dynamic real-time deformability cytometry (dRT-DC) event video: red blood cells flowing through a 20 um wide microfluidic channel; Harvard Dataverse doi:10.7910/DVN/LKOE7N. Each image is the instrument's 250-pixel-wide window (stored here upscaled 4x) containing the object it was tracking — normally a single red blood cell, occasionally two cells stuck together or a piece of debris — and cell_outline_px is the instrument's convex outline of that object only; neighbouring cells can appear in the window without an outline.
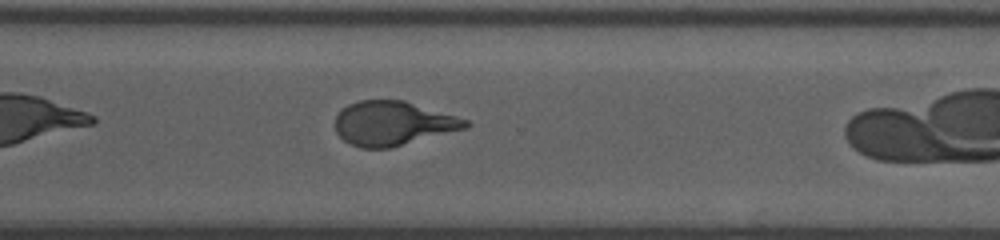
{"species": "human", "species_latin": "Homo sapiens", "temperature_condition": "room temperature", "stored_images_in_passage": 32, "camera_frame_rate_fps": 3000, "um_per_image_px": 0.085, "donor": {"sex": "male"}, "frame": {"image": 1, "passage_image": 28, "time_ms": 9.0, "image_size_px": [1000, 240], "cell_outline_px": [[472, 124], [468, 128], [388, 148], [360, 148], [344, 140], [336, 132], [336, 116], [348, 104], [360, 100], [404, 100], [456, 116], [468, 120]], "centroid_in_image_um": [33.42, 10.48], "position_along_channel_um": 337.2, "area_um2": 33.35}}